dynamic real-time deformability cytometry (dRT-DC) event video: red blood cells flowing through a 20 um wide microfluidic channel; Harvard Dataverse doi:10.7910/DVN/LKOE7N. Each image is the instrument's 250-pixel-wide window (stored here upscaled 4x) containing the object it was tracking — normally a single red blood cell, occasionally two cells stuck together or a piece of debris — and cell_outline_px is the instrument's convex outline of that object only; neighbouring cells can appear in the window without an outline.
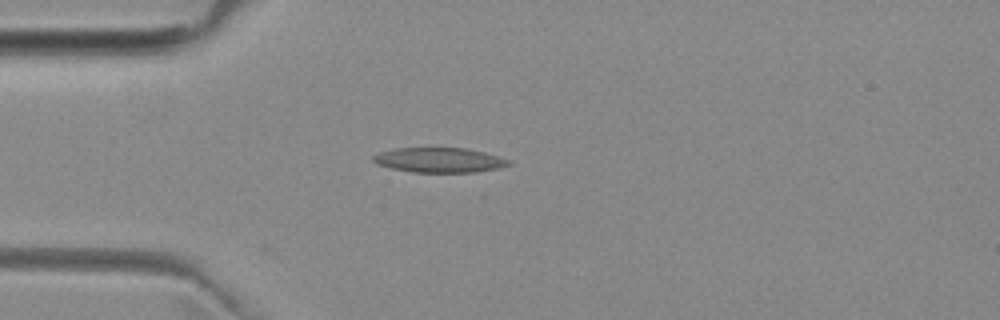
{"species": "common noctule bat (a hibernating species)", "species_latin": "Nyctalus noctula", "temperature_condition": "room temperature", "stored_images_in_passage": 2, "camera_frame_rate_fps": 3000, "um_per_image_px": 0.085, "animal": {"sex": "female", "body_mass_g": 29.2, "forearm_length_mm": 56.3}, "frame": {"image": 1, "passage_image": 1, "time_ms": 0.0, "image_size_px": [1000, 320], "cell_outline_px": [[512, 164], [500, 168], [476, 172], [412, 172], [392, 168], [376, 164], [372, 160], [372, 156], [380, 152], [396, 148], [468, 148], [484, 152], [508, 160]], "centroid_in_image_um": [37.33, 13.6], "position_along_channel_um": 47.7, "area_um2": 19.54}}